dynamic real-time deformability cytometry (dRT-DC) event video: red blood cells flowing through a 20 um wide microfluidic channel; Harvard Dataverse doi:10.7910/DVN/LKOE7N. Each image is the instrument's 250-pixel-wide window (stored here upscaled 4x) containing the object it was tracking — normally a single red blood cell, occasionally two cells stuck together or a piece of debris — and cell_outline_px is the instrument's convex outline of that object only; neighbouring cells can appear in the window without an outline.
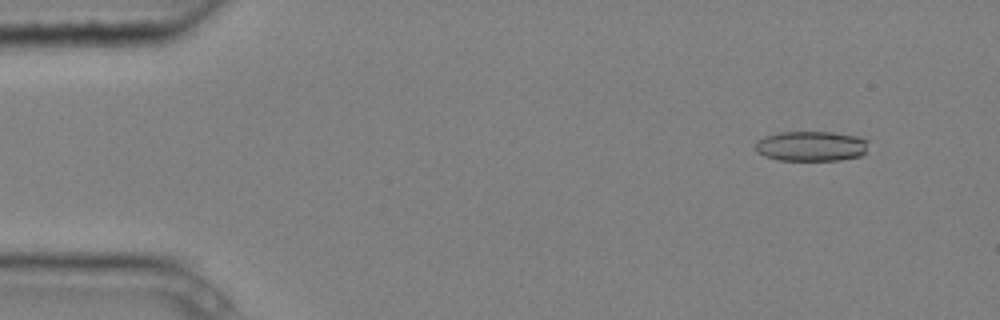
{"species": "common noctule bat (a hibernating species)", "species_latin": "Nyctalus noctula", "temperature_condition": "cold", "stored_images_in_passage": 4, "camera_frame_rate_fps": 3000, "um_per_image_px": 0.085, "animal": {"sex": "male", "body_mass_g": 20.4}, "frame": {"image": 1, "passage_image": 1, "time_ms": 0.0, "image_size_px": [1000, 320], "cell_outline_px": [[868, 140], [864, 152], [860, 156], [840, 160], [780, 160], [764, 156], [756, 152], [756, 140], [764, 136], [780, 132], [832, 132], [856, 136]], "centroid_in_image_um": [68.91, 12.42], "position_along_channel_um": 16.1, "area_um2": 19.77}}
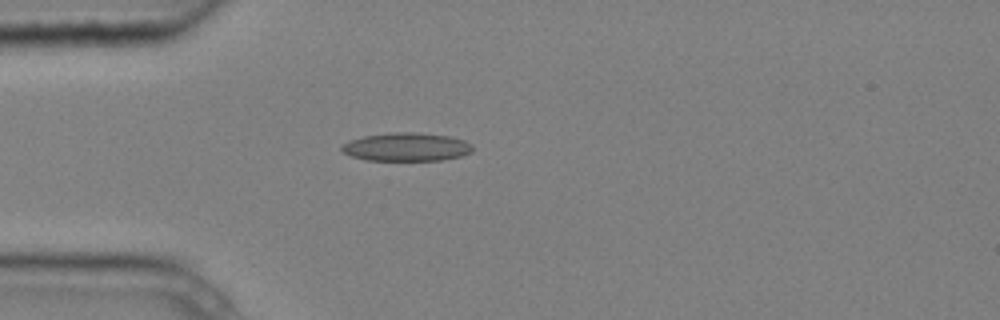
{"frame": {"image": 2, "passage_image": 4, "time_ms": 1.0, "image_size_px": [1000, 320], "cell_outline_px": [[472, 152], [460, 156], [440, 160], [368, 160], [352, 156], [344, 152], [340, 148], [340, 144], [348, 140], [364, 136], [392, 132], [416, 132], [448, 136], [464, 140], [472, 144]], "centroid_in_image_um": [34.52, 12.48], "position_along_channel_um": 50.5, "area_um2": 21.62}}